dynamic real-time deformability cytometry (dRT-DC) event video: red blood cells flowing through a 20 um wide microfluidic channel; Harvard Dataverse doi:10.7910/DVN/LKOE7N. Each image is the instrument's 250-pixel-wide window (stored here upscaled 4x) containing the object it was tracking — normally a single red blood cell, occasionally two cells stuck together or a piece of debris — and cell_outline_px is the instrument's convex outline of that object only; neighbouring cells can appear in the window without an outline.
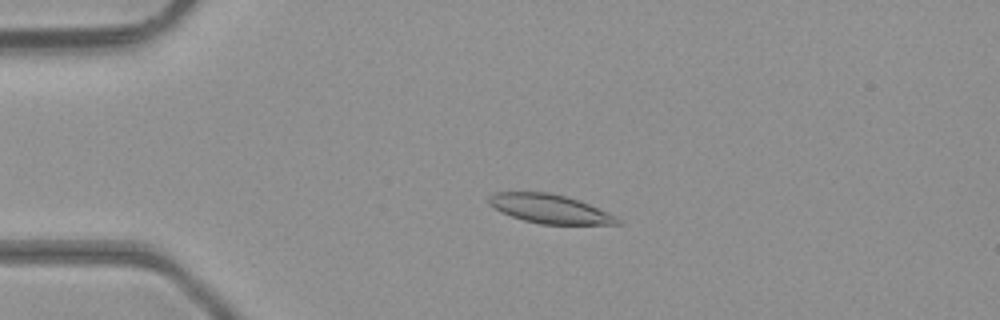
{"species": "common noctule bat (a hibernating species)", "species_latin": "Nyctalus noctula", "temperature_condition": "room temperature", "stored_images_in_passage": 48, "camera_frame_rate_fps": 3000, "um_per_image_px": 0.085, "animal": {"sex": "male", "body_mass_g": 23.1, "forearm_length_mm": 52.7}, "frame": {"image": 1, "passage_image": 12, "time_ms": 3.667, "image_size_px": [1000, 320], "cell_outline_px": [[624, 224], [540, 224], [524, 220], [500, 212], [488, 204], [488, 196], [496, 192], [548, 192], [580, 200], [616, 216], [624, 220]], "centroid_in_image_um": [46.74, 17.75], "position_along_channel_um": 38.3, "area_um2": 21.73}}
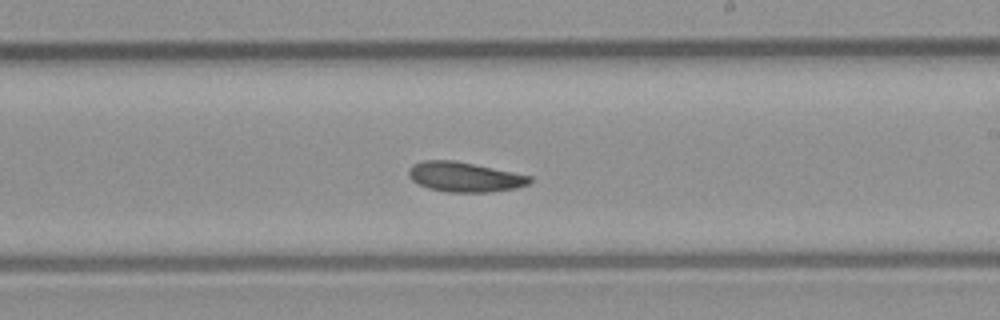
{"frame": {"image": 2, "passage_image": 29, "time_ms": 9.333, "image_size_px": [1000, 320], "cell_outline_px": [[532, 180], [528, 184], [516, 188], [488, 192], [444, 192], [428, 188], [412, 180], [408, 176], [408, 172], [412, 164], [424, 160], [456, 160], [532, 176]], "centroid_in_image_um": [39.48, 15.03], "position_along_channel_um": 249.5, "area_um2": 21.1}}
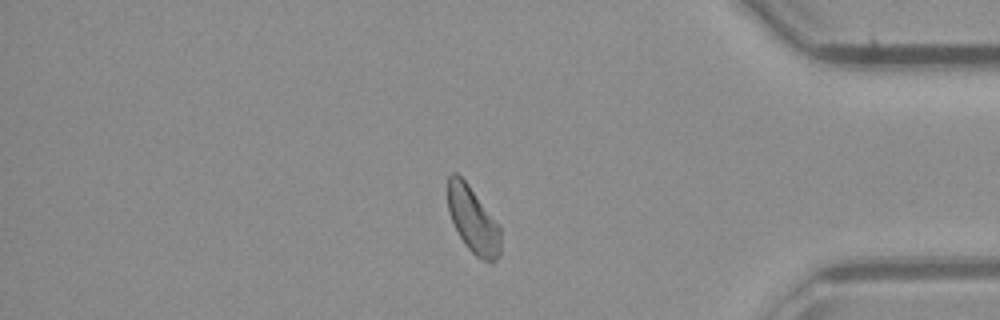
{"frame": {"image": 3, "passage_image": 41, "time_ms": 13.333, "image_size_px": [1000, 320], "cell_outline_px": [[500, 256], [492, 264], [476, 256], [468, 248], [460, 236], [448, 212], [448, 176], [452, 172], [456, 172], [468, 184], [500, 228]], "centroid_in_image_um": [40.2, 18.72], "position_along_channel_um": 395.0, "area_um2": 20.0}, "authors_computed_cell_mechanics": {"area_um2": 21.2704, "velocity_mm_per_s": 4.3636, "shape_relaxation_time_tau1_ms": null, "shape_relaxation_time_tau2_ms": 4.3118, "deformation_change_tau1": null, "deformation_change_tau2": 0.094}}